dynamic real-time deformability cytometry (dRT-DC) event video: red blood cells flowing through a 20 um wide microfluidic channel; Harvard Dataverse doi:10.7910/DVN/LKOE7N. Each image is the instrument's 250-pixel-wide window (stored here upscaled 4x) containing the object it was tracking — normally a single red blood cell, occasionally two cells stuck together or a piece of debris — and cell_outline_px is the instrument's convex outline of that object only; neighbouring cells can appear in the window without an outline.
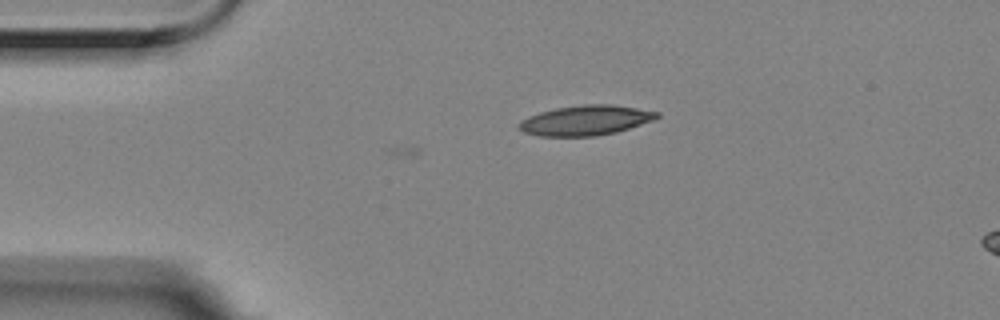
{"species": "Egyptian fruit bat (a non-hibernating species)", "species_latin": "Rousettus aegyptiacus", "temperature_condition": "room temperature", "stored_images_in_passage": 4, "camera_frame_rate_fps": 3000, "um_per_image_px": 0.085, "animal": {"sex": "female"}, "frame": {"image": 1, "passage_image": 4, "time_ms": 1.0, "image_size_px": [1000, 320], "cell_outline_px": [[660, 116], [652, 120], [616, 132], [596, 136], [540, 136], [524, 132], [520, 128], [520, 124], [528, 116], [540, 112], [556, 108], [580, 104], [612, 104], [660, 112]], "centroid_in_image_um": [49.8, 10.22], "position_along_channel_um": 35.2, "area_um2": 23.81}}